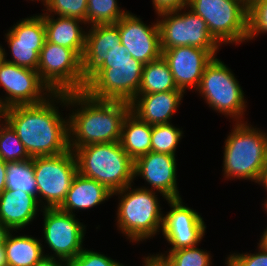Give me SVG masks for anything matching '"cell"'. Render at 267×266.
I'll return each instance as SVG.
<instances>
[{"label": "cell", "mask_w": 267, "mask_h": 266, "mask_svg": "<svg viewBox=\"0 0 267 266\" xmlns=\"http://www.w3.org/2000/svg\"><path fill=\"white\" fill-rule=\"evenodd\" d=\"M60 106L64 109L67 106L65 93H53L39 104L7 109L6 122L16 132L31 158L58 155L70 150L69 118L67 115L63 117Z\"/></svg>", "instance_id": "obj_1"}, {"label": "cell", "mask_w": 267, "mask_h": 266, "mask_svg": "<svg viewBox=\"0 0 267 266\" xmlns=\"http://www.w3.org/2000/svg\"><path fill=\"white\" fill-rule=\"evenodd\" d=\"M66 109L70 110L69 147L120 142L122 124L131 111V103L98 100L85 91L66 93Z\"/></svg>", "instance_id": "obj_2"}, {"label": "cell", "mask_w": 267, "mask_h": 266, "mask_svg": "<svg viewBox=\"0 0 267 266\" xmlns=\"http://www.w3.org/2000/svg\"><path fill=\"white\" fill-rule=\"evenodd\" d=\"M132 185L134 183L112 194L118 196L115 220L117 230L126 239L141 243L153 239L162 231L164 213L158 194L165 200L167 198L160 192Z\"/></svg>", "instance_id": "obj_3"}, {"label": "cell", "mask_w": 267, "mask_h": 266, "mask_svg": "<svg viewBox=\"0 0 267 266\" xmlns=\"http://www.w3.org/2000/svg\"><path fill=\"white\" fill-rule=\"evenodd\" d=\"M248 122H233L224 142L222 173L225 180L258 184L267 164V133Z\"/></svg>", "instance_id": "obj_4"}, {"label": "cell", "mask_w": 267, "mask_h": 266, "mask_svg": "<svg viewBox=\"0 0 267 266\" xmlns=\"http://www.w3.org/2000/svg\"><path fill=\"white\" fill-rule=\"evenodd\" d=\"M144 64L127 52H115L87 79L85 92L98 100L131 102L142 81Z\"/></svg>", "instance_id": "obj_5"}, {"label": "cell", "mask_w": 267, "mask_h": 266, "mask_svg": "<svg viewBox=\"0 0 267 266\" xmlns=\"http://www.w3.org/2000/svg\"><path fill=\"white\" fill-rule=\"evenodd\" d=\"M78 172L115 192L134 183V161L120 142L90 144L74 150Z\"/></svg>", "instance_id": "obj_6"}, {"label": "cell", "mask_w": 267, "mask_h": 266, "mask_svg": "<svg viewBox=\"0 0 267 266\" xmlns=\"http://www.w3.org/2000/svg\"><path fill=\"white\" fill-rule=\"evenodd\" d=\"M217 57L206 65L195 93L198 92L215 112L234 122H244L247 111L245 92L234 72Z\"/></svg>", "instance_id": "obj_7"}, {"label": "cell", "mask_w": 267, "mask_h": 266, "mask_svg": "<svg viewBox=\"0 0 267 266\" xmlns=\"http://www.w3.org/2000/svg\"><path fill=\"white\" fill-rule=\"evenodd\" d=\"M187 7L207 23L210 34L221 45L247 43L246 0H188Z\"/></svg>", "instance_id": "obj_8"}, {"label": "cell", "mask_w": 267, "mask_h": 266, "mask_svg": "<svg viewBox=\"0 0 267 266\" xmlns=\"http://www.w3.org/2000/svg\"><path fill=\"white\" fill-rule=\"evenodd\" d=\"M32 164L39 204L43 208H58L78 173L74 151L70 149L58 155L33 157Z\"/></svg>", "instance_id": "obj_9"}, {"label": "cell", "mask_w": 267, "mask_h": 266, "mask_svg": "<svg viewBox=\"0 0 267 266\" xmlns=\"http://www.w3.org/2000/svg\"><path fill=\"white\" fill-rule=\"evenodd\" d=\"M37 72L52 93L66 94L85 90L82 58L73 49L45 40Z\"/></svg>", "instance_id": "obj_10"}, {"label": "cell", "mask_w": 267, "mask_h": 266, "mask_svg": "<svg viewBox=\"0 0 267 266\" xmlns=\"http://www.w3.org/2000/svg\"><path fill=\"white\" fill-rule=\"evenodd\" d=\"M156 16L162 51L179 46L200 49H221L223 46L210 34L207 23L188 7L161 12Z\"/></svg>", "instance_id": "obj_11"}, {"label": "cell", "mask_w": 267, "mask_h": 266, "mask_svg": "<svg viewBox=\"0 0 267 266\" xmlns=\"http://www.w3.org/2000/svg\"><path fill=\"white\" fill-rule=\"evenodd\" d=\"M42 239L50 250L45 257L70 262L83 250L86 225L76 215L59 208H43ZM44 234V235H43ZM52 251V252H51ZM53 253V254H52Z\"/></svg>", "instance_id": "obj_12"}, {"label": "cell", "mask_w": 267, "mask_h": 266, "mask_svg": "<svg viewBox=\"0 0 267 266\" xmlns=\"http://www.w3.org/2000/svg\"><path fill=\"white\" fill-rule=\"evenodd\" d=\"M11 59H7V50L3 48V59L9 63L37 71L39 55L46 40V28L43 16L33 14L22 18L5 33Z\"/></svg>", "instance_id": "obj_13"}, {"label": "cell", "mask_w": 267, "mask_h": 266, "mask_svg": "<svg viewBox=\"0 0 267 266\" xmlns=\"http://www.w3.org/2000/svg\"><path fill=\"white\" fill-rule=\"evenodd\" d=\"M0 85L5 92L0 100L9 108L44 102L53 93L42 82L36 70L3 60L0 63Z\"/></svg>", "instance_id": "obj_14"}, {"label": "cell", "mask_w": 267, "mask_h": 266, "mask_svg": "<svg viewBox=\"0 0 267 266\" xmlns=\"http://www.w3.org/2000/svg\"><path fill=\"white\" fill-rule=\"evenodd\" d=\"M166 201L170 210L164 213L161 233L171 245L167 251L195 247L200 244L205 237L207 227L204 218L199 212L188 207L182 198Z\"/></svg>", "instance_id": "obj_15"}, {"label": "cell", "mask_w": 267, "mask_h": 266, "mask_svg": "<svg viewBox=\"0 0 267 266\" xmlns=\"http://www.w3.org/2000/svg\"><path fill=\"white\" fill-rule=\"evenodd\" d=\"M115 24L119 29L121 44L134 59L147 64L162 56L158 20L147 25L140 16L128 11Z\"/></svg>", "instance_id": "obj_16"}, {"label": "cell", "mask_w": 267, "mask_h": 266, "mask_svg": "<svg viewBox=\"0 0 267 266\" xmlns=\"http://www.w3.org/2000/svg\"><path fill=\"white\" fill-rule=\"evenodd\" d=\"M218 51L179 46L163 50L162 56L169 65L177 88L186 93L198 88L206 65L217 56Z\"/></svg>", "instance_id": "obj_17"}, {"label": "cell", "mask_w": 267, "mask_h": 266, "mask_svg": "<svg viewBox=\"0 0 267 266\" xmlns=\"http://www.w3.org/2000/svg\"><path fill=\"white\" fill-rule=\"evenodd\" d=\"M176 161V155L150 151L134 161V180L141 177L149 186L140 187L160 192L167 199L181 198L177 187Z\"/></svg>", "instance_id": "obj_18"}, {"label": "cell", "mask_w": 267, "mask_h": 266, "mask_svg": "<svg viewBox=\"0 0 267 266\" xmlns=\"http://www.w3.org/2000/svg\"><path fill=\"white\" fill-rule=\"evenodd\" d=\"M87 28L82 56V71L86 79L113 53L127 52L121 44L116 24H100Z\"/></svg>", "instance_id": "obj_19"}, {"label": "cell", "mask_w": 267, "mask_h": 266, "mask_svg": "<svg viewBox=\"0 0 267 266\" xmlns=\"http://www.w3.org/2000/svg\"><path fill=\"white\" fill-rule=\"evenodd\" d=\"M183 91L138 94L131 103V112L149 125L171 123L184 97Z\"/></svg>", "instance_id": "obj_20"}, {"label": "cell", "mask_w": 267, "mask_h": 266, "mask_svg": "<svg viewBox=\"0 0 267 266\" xmlns=\"http://www.w3.org/2000/svg\"><path fill=\"white\" fill-rule=\"evenodd\" d=\"M42 209L35 196L21 190L5 189L0 194V222L15 233L32 224Z\"/></svg>", "instance_id": "obj_21"}, {"label": "cell", "mask_w": 267, "mask_h": 266, "mask_svg": "<svg viewBox=\"0 0 267 266\" xmlns=\"http://www.w3.org/2000/svg\"><path fill=\"white\" fill-rule=\"evenodd\" d=\"M112 194L113 192L105 185L78 172L71 183L65 200L58 208L76 215L77 210L78 212L79 210L85 211L105 203L113 197Z\"/></svg>", "instance_id": "obj_22"}, {"label": "cell", "mask_w": 267, "mask_h": 266, "mask_svg": "<svg viewBox=\"0 0 267 266\" xmlns=\"http://www.w3.org/2000/svg\"><path fill=\"white\" fill-rule=\"evenodd\" d=\"M41 15L46 28V40L52 44L73 49L82 58L85 51L86 23L76 18Z\"/></svg>", "instance_id": "obj_23"}, {"label": "cell", "mask_w": 267, "mask_h": 266, "mask_svg": "<svg viewBox=\"0 0 267 266\" xmlns=\"http://www.w3.org/2000/svg\"><path fill=\"white\" fill-rule=\"evenodd\" d=\"M14 232L8 234L4 244L7 266H35L45 257L42 239Z\"/></svg>", "instance_id": "obj_24"}, {"label": "cell", "mask_w": 267, "mask_h": 266, "mask_svg": "<svg viewBox=\"0 0 267 266\" xmlns=\"http://www.w3.org/2000/svg\"><path fill=\"white\" fill-rule=\"evenodd\" d=\"M151 134L152 125L141 121L130 111L122 124L120 144L135 161L151 151Z\"/></svg>", "instance_id": "obj_25"}, {"label": "cell", "mask_w": 267, "mask_h": 266, "mask_svg": "<svg viewBox=\"0 0 267 266\" xmlns=\"http://www.w3.org/2000/svg\"><path fill=\"white\" fill-rule=\"evenodd\" d=\"M165 91H182L177 88L166 60L161 56L144 64L142 81L138 94L158 93Z\"/></svg>", "instance_id": "obj_26"}, {"label": "cell", "mask_w": 267, "mask_h": 266, "mask_svg": "<svg viewBox=\"0 0 267 266\" xmlns=\"http://www.w3.org/2000/svg\"><path fill=\"white\" fill-rule=\"evenodd\" d=\"M6 189L21 190L37 198V184L32 159L7 162Z\"/></svg>", "instance_id": "obj_27"}, {"label": "cell", "mask_w": 267, "mask_h": 266, "mask_svg": "<svg viewBox=\"0 0 267 266\" xmlns=\"http://www.w3.org/2000/svg\"><path fill=\"white\" fill-rule=\"evenodd\" d=\"M117 0H88L86 12L87 27L100 24H115L127 12L121 9Z\"/></svg>", "instance_id": "obj_28"}, {"label": "cell", "mask_w": 267, "mask_h": 266, "mask_svg": "<svg viewBox=\"0 0 267 266\" xmlns=\"http://www.w3.org/2000/svg\"><path fill=\"white\" fill-rule=\"evenodd\" d=\"M182 129L172 123L152 125L151 151L176 155L177 146L184 136Z\"/></svg>", "instance_id": "obj_29"}, {"label": "cell", "mask_w": 267, "mask_h": 266, "mask_svg": "<svg viewBox=\"0 0 267 266\" xmlns=\"http://www.w3.org/2000/svg\"><path fill=\"white\" fill-rule=\"evenodd\" d=\"M0 158L5 162L31 160L16 132L6 122L0 128Z\"/></svg>", "instance_id": "obj_30"}, {"label": "cell", "mask_w": 267, "mask_h": 266, "mask_svg": "<svg viewBox=\"0 0 267 266\" xmlns=\"http://www.w3.org/2000/svg\"><path fill=\"white\" fill-rule=\"evenodd\" d=\"M181 248L165 251V255L173 266H212V254L198 247Z\"/></svg>", "instance_id": "obj_31"}, {"label": "cell", "mask_w": 267, "mask_h": 266, "mask_svg": "<svg viewBox=\"0 0 267 266\" xmlns=\"http://www.w3.org/2000/svg\"><path fill=\"white\" fill-rule=\"evenodd\" d=\"M88 0H48L42 14L76 18L86 23Z\"/></svg>", "instance_id": "obj_32"}, {"label": "cell", "mask_w": 267, "mask_h": 266, "mask_svg": "<svg viewBox=\"0 0 267 266\" xmlns=\"http://www.w3.org/2000/svg\"><path fill=\"white\" fill-rule=\"evenodd\" d=\"M267 33V0H250L248 2L247 42Z\"/></svg>", "instance_id": "obj_33"}, {"label": "cell", "mask_w": 267, "mask_h": 266, "mask_svg": "<svg viewBox=\"0 0 267 266\" xmlns=\"http://www.w3.org/2000/svg\"><path fill=\"white\" fill-rule=\"evenodd\" d=\"M255 250L258 252H234L227 255L226 266H267V251L259 244Z\"/></svg>", "instance_id": "obj_34"}, {"label": "cell", "mask_w": 267, "mask_h": 266, "mask_svg": "<svg viewBox=\"0 0 267 266\" xmlns=\"http://www.w3.org/2000/svg\"><path fill=\"white\" fill-rule=\"evenodd\" d=\"M68 264L69 266H124L123 263L115 261L105 254L85 249V247Z\"/></svg>", "instance_id": "obj_35"}, {"label": "cell", "mask_w": 267, "mask_h": 266, "mask_svg": "<svg viewBox=\"0 0 267 266\" xmlns=\"http://www.w3.org/2000/svg\"><path fill=\"white\" fill-rule=\"evenodd\" d=\"M152 4L155 14H159L187 7L188 0H152Z\"/></svg>", "instance_id": "obj_36"}, {"label": "cell", "mask_w": 267, "mask_h": 266, "mask_svg": "<svg viewBox=\"0 0 267 266\" xmlns=\"http://www.w3.org/2000/svg\"><path fill=\"white\" fill-rule=\"evenodd\" d=\"M142 259L143 266H173L168 258L159 252L158 254L153 253L152 255L143 256Z\"/></svg>", "instance_id": "obj_37"}, {"label": "cell", "mask_w": 267, "mask_h": 266, "mask_svg": "<svg viewBox=\"0 0 267 266\" xmlns=\"http://www.w3.org/2000/svg\"><path fill=\"white\" fill-rule=\"evenodd\" d=\"M35 266H69V264L60 259L44 257Z\"/></svg>", "instance_id": "obj_38"}, {"label": "cell", "mask_w": 267, "mask_h": 266, "mask_svg": "<svg viewBox=\"0 0 267 266\" xmlns=\"http://www.w3.org/2000/svg\"><path fill=\"white\" fill-rule=\"evenodd\" d=\"M7 162L0 158V194L6 189Z\"/></svg>", "instance_id": "obj_39"}, {"label": "cell", "mask_w": 267, "mask_h": 266, "mask_svg": "<svg viewBox=\"0 0 267 266\" xmlns=\"http://www.w3.org/2000/svg\"><path fill=\"white\" fill-rule=\"evenodd\" d=\"M11 230L0 222V246H4L6 238Z\"/></svg>", "instance_id": "obj_40"}, {"label": "cell", "mask_w": 267, "mask_h": 266, "mask_svg": "<svg viewBox=\"0 0 267 266\" xmlns=\"http://www.w3.org/2000/svg\"><path fill=\"white\" fill-rule=\"evenodd\" d=\"M8 107L0 100V128L6 123Z\"/></svg>", "instance_id": "obj_41"}, {"label": "cell", "mask_w": 267, "mask_h": 266, "mask_svg": "<svg viewBox=\"0 0 267 266\" xmlns=\"http://www.w3.org/2000/svg\"><path fill=\"white\" fill-rule=\"evenodd\" d=\"M258 184L264 187L267 192V164L265 168L263 169V172H262V175H261V178Z\"/></svg>", "instance_id": "obj_42"}, {"label": "cell", "mask_w": 267, "mask_h": 266, "mask_svg": "<svg viewBox=\"0 0 267 266\" xmlns=\"http://www.w3.org/2000/svg\"><path fill=\"white\" fill-rule=\"evenodd\" d=\"M257 244L261 245L267 251V227L262 232V235L260 236L259 243H257Z\"/></svg>", "instance_id": "obj_43"}, {"label": "cell", "mask_w": 267, "mask_h": 266, "mask_svg": "<svg viewBox=\"0 0 267 266\" xmlns=\"http://www.w3.org/2000/svg\"><path fill=\"white\" fill-rule=\"evenodd\" d=\"M0 266H7L4 246H0Z\"/></svg>", "instance_id": "obj_44"}, {"label": "cell", "mask_w": 267, "mask_h": 266, "mask_svg": "<svg viewBox=\"0 0 267 266\" xmlns=\"http://www.w3.org/2000/svg\"><path fill=\"white\" fill-rule=\"evenodd\" d=\"M3 46L0 44V63L3 61Z\"/></svg>", "instance_id": "obj_45"}, {"label": "cell", "mask_w": 267, "mask_h": 266, "mask_svg": "<svg viewBox=\"0 0 267 266\" xmlns=\"http://www.w3.org/2000/svg\"><path fill=\"white\" fill-rule=\"evenodd\" d=\"M264 207L263 209L265 210V213L267 214V198L264 200V204H262Z\"/></svg>", "instance_id": "obj_46"}, {"label": "cell", "mask_w": 267, "mask_h": 266, "mask_svg": "<svg viewBox=\"0 0 267 266\" xmlns=\"http://www.w3.org/2000/svg\"><path fill=\"white\" fill-rule=\"evenodd\" d=\"M31 1H40L44 5V7H45V5H46V3H47L48 0H31Z\"/></svg>", "instance_id": "obj_47"}]
</instances>
